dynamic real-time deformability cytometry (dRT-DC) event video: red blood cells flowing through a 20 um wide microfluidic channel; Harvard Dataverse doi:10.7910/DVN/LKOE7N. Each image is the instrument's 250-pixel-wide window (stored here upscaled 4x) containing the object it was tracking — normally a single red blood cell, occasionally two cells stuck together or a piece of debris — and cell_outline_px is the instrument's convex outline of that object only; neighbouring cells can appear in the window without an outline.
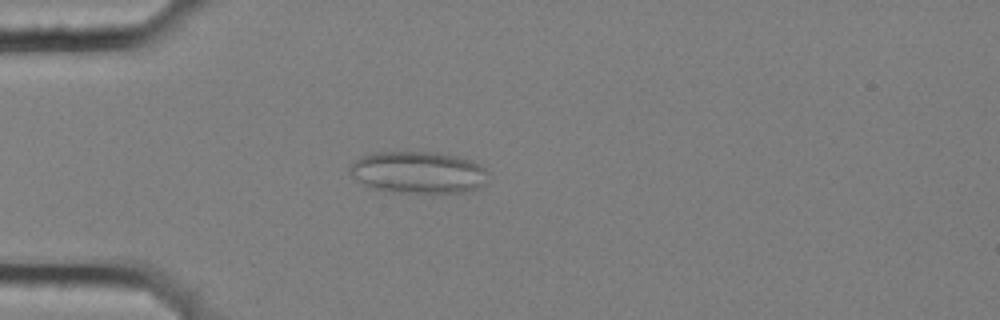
{"species": "common noctule bat (a hibernating species)", "species_latin": "Nyctalus noctula", "temperature_condition": "cold", "stored_images_in_passage": 42, "camera_frame_rate_fps": 3000, "um_per_image_px": 0.085, "animal": {"sex": "female", "body_mass_g": 25.1}, "frame": {"image": 1, "passage_image": 9, "time_ms": 2.667, "image_size_px": [1000, 320], "cell_outline_px": [[488, 172], [484, 184], [480, 188], [464, 192], [432, 196], [388, 192], [368, 188], [356, 180], [348, 172], [348, 168], [360, 156], [372, 152], [432, 152], [456, 156], [472, 160], [480, 164]], "centroid_in_image_um": [35.53, 14.71], "position_along_channel_um": 49.5, "area_um2": 35.26}}
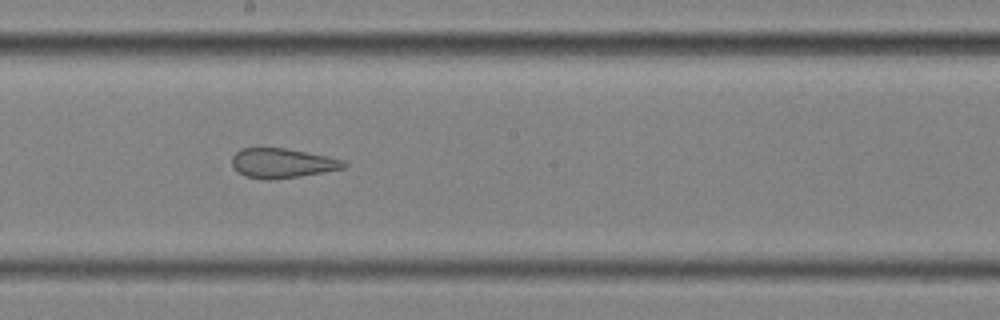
{"frame": {"image": 2, "passage_image": 25, "time_ms": 8.0, "image_size_px": [1000, 320], "cell_outline_px": [[348, 164], [344, 168], [300, 176], [268, 180], [264, 180], [244, 176], [232, 164], [232, 156], [240, 148], [284, 148], [328, 156], [344, 160]], "centroid_in_image_um": [23.99, 13.86], "position_along_channel_um": 224.2, "area_um2": 19.19}}
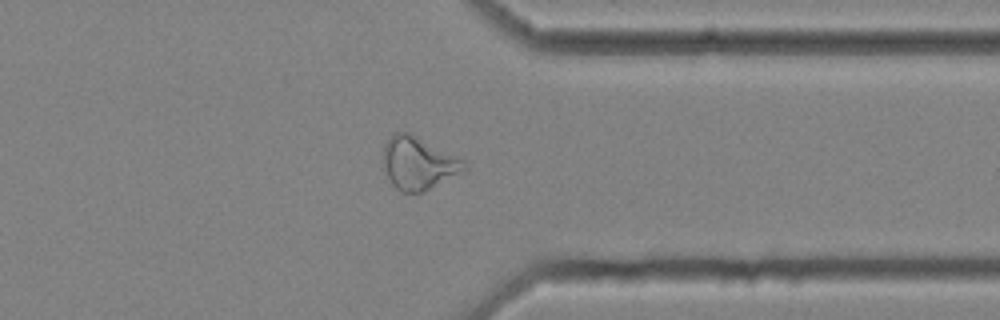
{"frame": {"image": 3, "passage_image": 38, "time_ms": 12.333, "image_size_px": [1000, 320], "cell_outline_px": [[468, 168], [464, 172], [424, 192], [400, 192], [392, 184], [388, 176], [384, 164], [384, 144], [392, 132], [408, 132], [464, 160]], "centroid_in_image_um": [35.58, 13.88], "position_along_channel_um": 375.8, "area_um2": 24.74}, "authors_computed_cell_mechanics": {"area_um2": 23.2934, "velocity_mm_per_s": 3.5529, "shape_relaxation_time_tau1_ms": null, "shape_relaxation_time_tau2_ms": 1.7335, "deformation_change_tau1": null, "deformation_change_tau2": 0.1003}}